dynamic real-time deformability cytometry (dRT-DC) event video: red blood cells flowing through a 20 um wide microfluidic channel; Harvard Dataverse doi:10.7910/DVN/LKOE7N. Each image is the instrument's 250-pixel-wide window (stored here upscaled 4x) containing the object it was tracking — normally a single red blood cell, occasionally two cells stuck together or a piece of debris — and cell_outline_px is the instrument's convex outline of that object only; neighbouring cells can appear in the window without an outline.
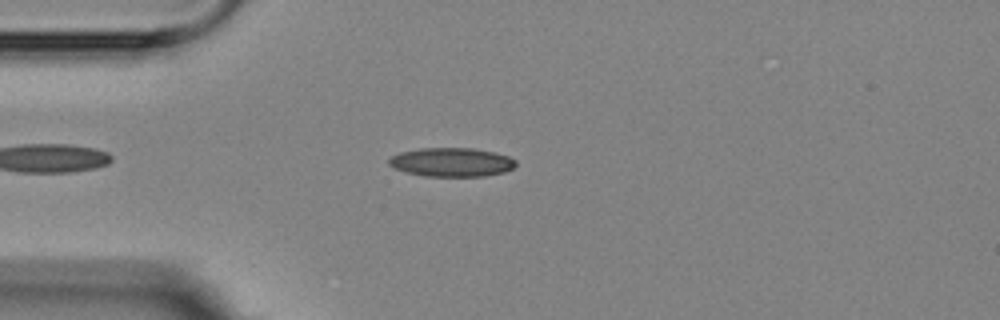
{"species": "Egyptian fruit bat (a non-hibernating species)", "species_latin": "Rousettus aegyptiacus", "temperature_condition": "room temperature", "stored_images_in_passage": 14, "camera_frame_rate_fps": 3000, "um_per_image_px": 0.085, "animal": {"sex": "female"}, "frame": {"image": 1, "passage_image": 3, "time_ms": 4.0, "image_size_px": [1000, 320], "cell_outline_px": [[516, 164], [512, 168], [504, 172], [484, 176], [424, 176], [408, 172], [396, 168], [388, 164], [388, 160], [392, 156], [400, 152], [420, 148], [472, 148], [492, 152], [508, 156], [516, 160]], "centroid_in_image_um": [38.39, 13.78], "position_along_channel_um": 46.6, "area_um2": 21.15}}
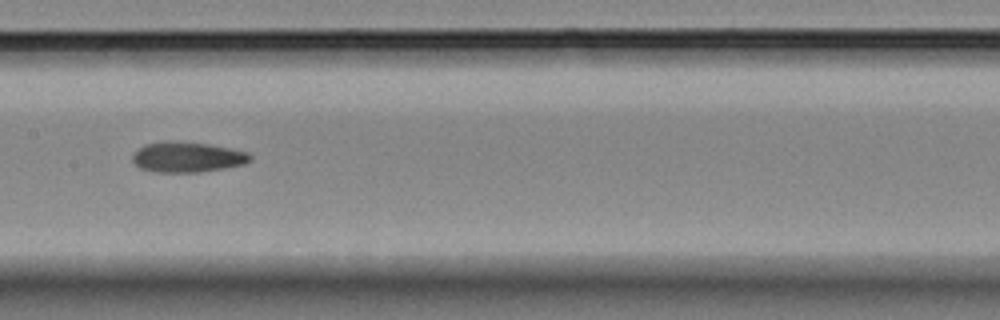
{"frame": {"image": 2, "passage_image": 7, "time_ms": 8.333, "image_size_px": [1000, 320], "cell_outline_px": [[252, 160], [244, 164], [224, 168], [200, 172], [156, 172], [140, 168], [132, 160], [132, 156], [144, 144], [164, 140], [172, 140], [208, 144], [248, 152], [252, 156]], "centroid_in_image_um": [15.92, 13.34], "position_along_channel_um": 191.5, "area_um2": 20.87}}
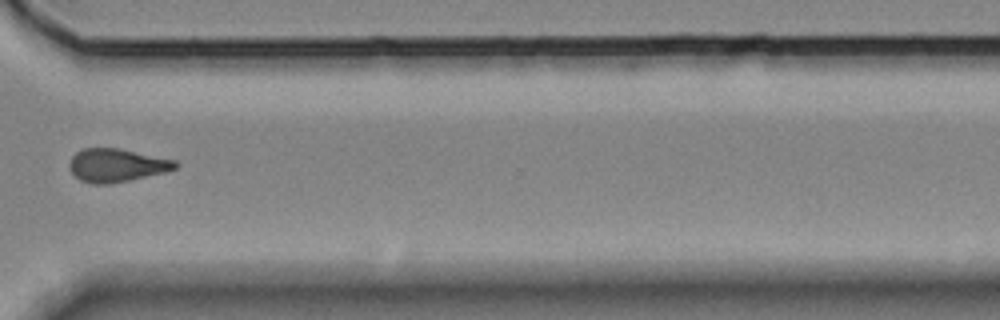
{"frame": {"image": 3, "passage_image": 11, "time_ms": 13.0, "image_size_px": [1000, 320], "cell_outline_px": [[180, 164], [176, 168], [164, 172], [112, 184], [92, 184], [80, 180], [72, 172], [72, 156], [76, 152], [84, 148], [120, 148], [176, 160]], "centroid_in_image_um": [9.96, 14.04], "position_along_channel_um": 360.6, "area_um2": 20.35}}